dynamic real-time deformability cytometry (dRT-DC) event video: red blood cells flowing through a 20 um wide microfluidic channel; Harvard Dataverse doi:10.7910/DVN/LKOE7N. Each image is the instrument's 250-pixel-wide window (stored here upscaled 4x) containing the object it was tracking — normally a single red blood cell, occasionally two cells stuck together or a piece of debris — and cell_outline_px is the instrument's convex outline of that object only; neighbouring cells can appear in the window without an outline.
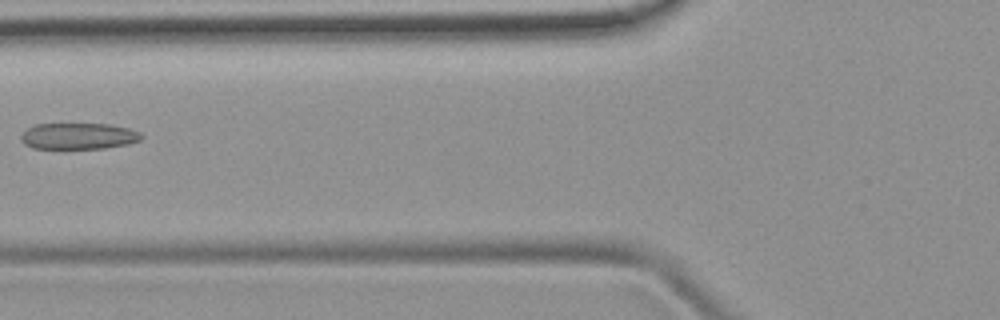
{"species": "common noctule bat (a hibernating species)", "species_latin": "Nyctalus noctula", "temperature_condition": "room temperature", "stored_images_in_passage": 6, "camera_frame_rate_fps": 3000, "um_per_image_px": 0.085, "animal": {"sex": "female", "body_mass_g": 19.9}, "frame": {"image": 1, "passage_image": 6, "time_ms": 5.667, "image_size_px": [1000, 320], "cell_outline_px": [[144, 136], [140, 140], [128, 144], [104, 148], [32, 148], [24, 144], [20, 140], [20, 136], [28, 128], [36, 124], [108, 124], [128, 128], [140, 132]], "centroid_in_image_um": [6.67, 11.57], "position_along_channel_um": 119.1, "area_um2": 18.38}}